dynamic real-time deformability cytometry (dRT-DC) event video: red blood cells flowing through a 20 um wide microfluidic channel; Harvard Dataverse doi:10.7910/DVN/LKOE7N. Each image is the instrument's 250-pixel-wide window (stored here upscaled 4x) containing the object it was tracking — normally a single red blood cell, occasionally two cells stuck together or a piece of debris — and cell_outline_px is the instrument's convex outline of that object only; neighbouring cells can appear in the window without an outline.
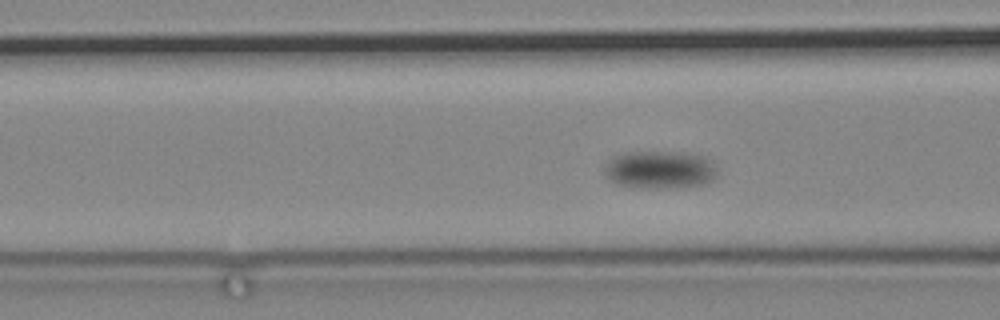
{"species": "common noctule bat (a hibernating species)", "species_latin": "Nyctalus noctula", "temperature_condition": "cold", "stored_images_in_passage": 86, "segment_of_instrument_passage": [1, 2], "camera_frame_rate_fps": 3000, "um_per_image_px": 0.085, "animal": {"sex": "male", "body_mass_g": 19.2, "forearm_length_mm": 51.8}, "frame": {"image": 1, "passage_image": 31, "time_ms": 10.0, "image_size_px": [1000, 320], "cell_outline_px": [[716, 176], [712, 180], [704, 184], [664, 188], [644, 188], [620, 184], [612, 180], [604, 172], [604, 164], [612, 156], [624, 152], [680, 152], [704, 156], [712, 160], [716, 168]], "centroid_in_image_um": [56.09, 14.4], "position_along_channel_um": 110.5, "area_um2": 24.85}}
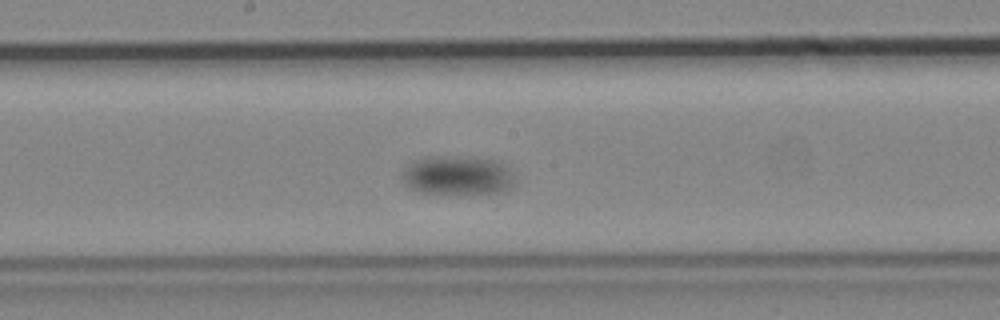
{"frame": {"image": 2, "passage_image": 44, "time_ms": 14.333, "image_size_px": [1000, 320], "cell_outline_px": [[516, 180], [508, 192], [468, 196], [452, 196], [420, 192], [408, 188], [404, 184], [404, 172], [416, 160], [428, 156], [456, 156], [500, 160], [512, 172]], "centroid_in_image_um": [38.99, 14.98], "position_along_channel_um": 209.2, "area_um2": 26.82}}
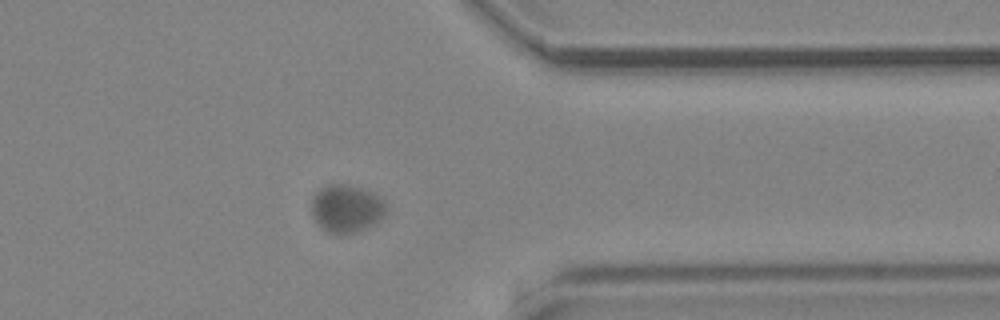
{"frame": {"image": 3, "passage_image": 67, "time_ms": 22.0, "image_size_px": [1000, 320], "cell_outline_px": [[388, 208], [384, 216], [376, 224], [356, 232], [344, 236], [324, 232], [316, 224], [312, 216], [312, 196], [320, 188], [328, 184], [348, 184], [372, 192], [384, 200]], "centroid_in_image_um": [29.44, 17.76], "position_along_channel_um": 382.0, "area_um2": 21.5}}